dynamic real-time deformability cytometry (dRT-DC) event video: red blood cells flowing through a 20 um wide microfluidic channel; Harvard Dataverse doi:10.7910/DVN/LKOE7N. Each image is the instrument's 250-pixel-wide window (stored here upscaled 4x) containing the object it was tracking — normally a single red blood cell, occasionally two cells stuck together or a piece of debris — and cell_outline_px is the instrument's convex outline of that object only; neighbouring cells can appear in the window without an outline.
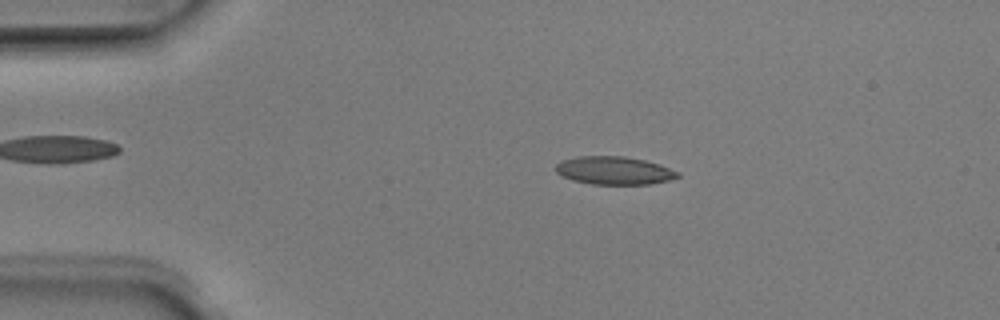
{"species": "Egyptian fruit bat (a non-hibernating species)", "species_latin": "Rousettus aegyptiacus", "temperature_condition": "room temperature", "stored_images_in_passage": 50, "camera_frame_rate_fps": 3000, "um_per_image_px": 0.085, "animal": {"sex": "male"}, "frame": {"image": 1, "passage_image": 9, "time_ms": 2.667, "image_size_px": [1000, 320], "cell_outline_px": [[680, 176], [668, 180], [648, 184], [592, 184], [572, 180], [560, 176], [556, 172], [556, 164], [564, 160], [576, 156], [624, 156], [644, 160], [660, 164], [680, 172]], "centroid_in_image_um": [52.19, 14.49], "position_along_channel_um": 32.8, "area_um2": 19.94}}
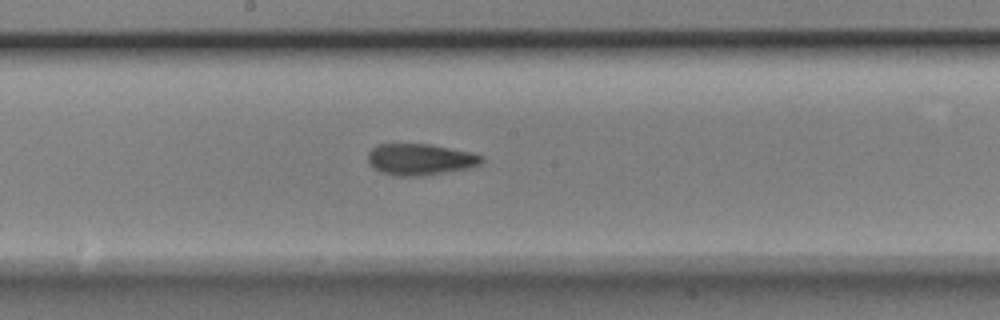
{"frame": {"image": 2, "passage_image": 26, "time_ms": 8.333, "image_size_px": [1000, 320], "cell_outline_px": [[484, 160], [480, 164], [468, 168], [420, 176], [396, 176], [380, 172], [372, 168], [368, 164], [368, 152], [376, 144], [432, 144], [472, 152], [484, 156]], "centroid_in_image_um": [35.69, 13.54], "position_along_channel_um": 212.5, "area_um2": 21.04}}
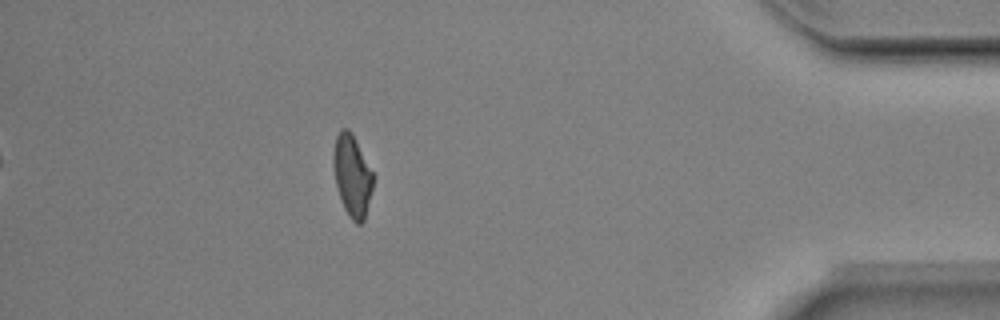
{"frame": {"image": 3, "passage_image": 44, "time_ms": 14.333, "image_size_px": [1000, 320], "cell_outline_px": [[372, 188], [364, 220], [360, 224], [356, 224], [352, 220], [344, 208], [336, 184], [332, 164], [332, 152], [336, 136], [340, 128], [348, 128], [352, 132], [372, 172]], "centroid_in_image_um": [29.9, 14.89], "position_along_channel_um": 405.3, "area_um2": 18.73}, "authors_computed_cell_mechanics": {"area_um2": 19.941, "velocity_mm_per_s": 3.9795, "shape_relaxation_time_tau1_ms": 5.0239, "shape_relaxation_time_tau2_ms": 3.3991, "deformation_change_tau1": 0.1737, "deformation_change_tau2": 0.1067}}